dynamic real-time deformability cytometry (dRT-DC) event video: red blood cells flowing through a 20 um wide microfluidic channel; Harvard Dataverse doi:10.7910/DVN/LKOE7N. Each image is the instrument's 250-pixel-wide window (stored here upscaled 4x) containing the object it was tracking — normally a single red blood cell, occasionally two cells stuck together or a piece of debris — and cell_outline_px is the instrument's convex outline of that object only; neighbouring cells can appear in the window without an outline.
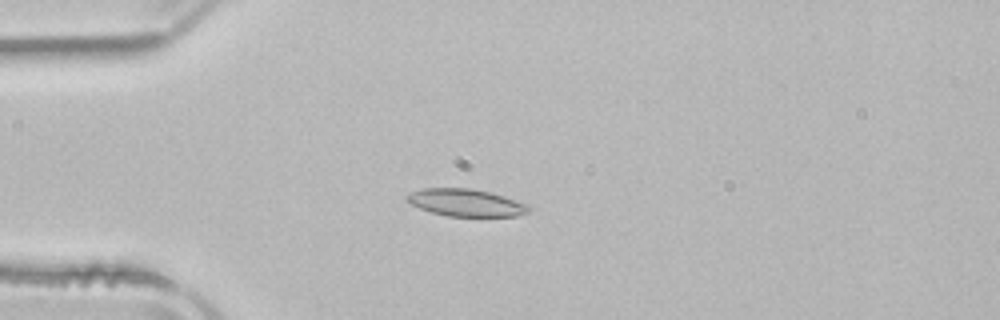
{"species": "common noctule bat (a hibernating species)", "species_latin": "Nyctalus noctula", "temperature_condition": "room temperature", "stored_images_in_passage": 40, "camera_frame_rate_fps": 3000, "um_per_image_px": 0.085, "animal": {"sex": "male", "body_mass_g": 21.5, "forearm_length_mm": 52.0}, "frame": {"image": 1, "passage_image": 2, "time_ms": 0.333, "image_size_px": [1000, 320], "cell_outline_px": [[532, 212], [516, 216], [448, 216], [432, 212], [420, 208], [404, 200], [404, 196], [412, 192], [424, 188], [468, 188], [492, 192], [528, 204], [532, 208]], "centroid_in_image_um": [39.64, 17.22], "position_along_channel_um": 45.4, "area_um2": 19.54}}
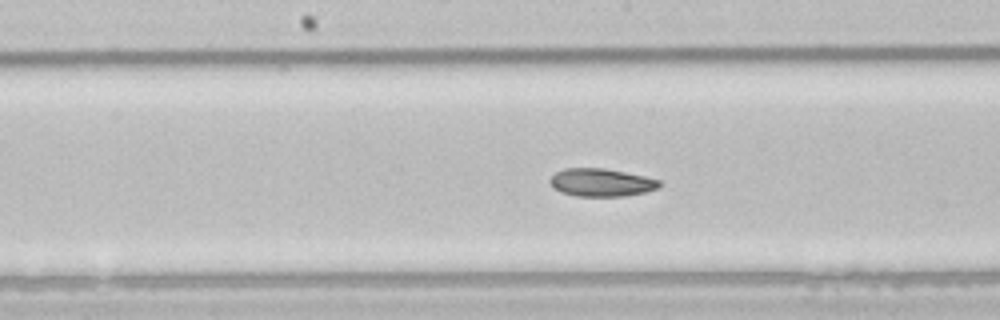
{"frame": {"image": 2, "passage_image": 15, "time_ms": 4.667, "image_size_px": [1000, 320], "cell_outline_px": [[660, 188], [644, 192], [624, 196], [576, 196], [560, 192], [552, 188], [548, 180], [556, 172], [564, 168], [604, 168], [644, 176], [660, 180]], "centroid_in_image_um": [51.07, 15.51], "position_along_channel_um": 197.1, "area_um2": 17.86}}
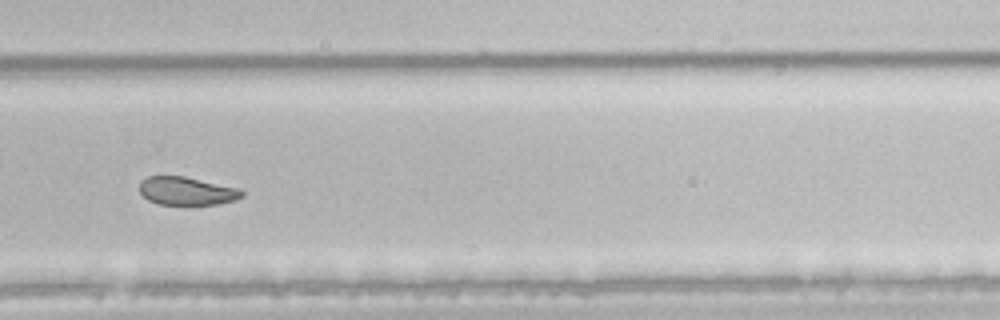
{"frame": {"image": 3, "passage_image": 24, "time_ms": 7.667, "image_size_px": [1000, 320], "cell_outline_px": [[244, 196], [236, 200], [220, 204], [160, 204], [148, 200], [140, 192], [140, 180], [148, 176], [184, 176], [240, 188], [244, 192]], "centroid_in_image_um": [15.91, 16.23], "position_along_channel_um": 313.9, "area_um2": 16.88}, "authors_computed_cell_mechanics": {"area_um2": 19.1029, "velocity_mm_per_s": 3.9184, "shape_relaxation_time_tau1_ms": null, "shape_relaxation_time_tau2_ms": 4.5155, "deformation_change_tau1": null, "deformation_change_tau2": 0.0883}}